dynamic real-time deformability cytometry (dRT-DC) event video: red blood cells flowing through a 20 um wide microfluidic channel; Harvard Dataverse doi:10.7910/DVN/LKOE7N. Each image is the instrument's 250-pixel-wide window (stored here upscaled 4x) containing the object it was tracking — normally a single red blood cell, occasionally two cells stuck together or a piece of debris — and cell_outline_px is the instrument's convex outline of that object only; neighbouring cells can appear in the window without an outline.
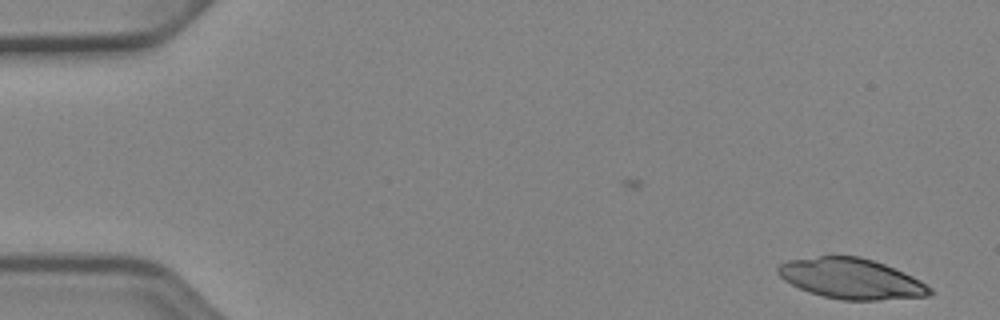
{"species": "Egyptian fruit bat (a non-hibernating species)", "species_latin": "Rousettus aegyptiacus", "temperature_condition": "cold", "stored_images_in_passage": 47, "camera_frame_rate_fps": 3000, "um_per_image_px": 0.085, "animal": {"sex": "female"}, "frame": {"image": 1, "passage_image": 1, "time_ms": 0.0, "image_size_px": [1000, 320], "cell_outline_px": [[932, 296], [876, 300], [840, 300], [808, 292], [784, 280], [776, 272], [776, 268], [780, 264], [788, 260], [820, 256], [860, 256], [884, 264], [904, 272], [920, 280], [932, 288]], "centroid_in_image_um": [72.37, 23.69], "position_along_channel_um": 12.6, "area_um2": 35.78}}
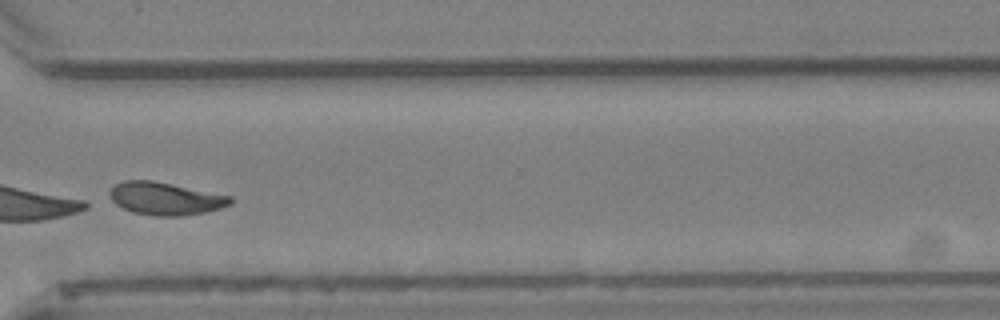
{"frame": {"image": 2, "passage_image": 38, "time_ms": 12.333, "image_size_px": [1000, 320], "cell_outline_px": [[232, 204], [220, 208], [204, 212], [180, 216], [152, 216], [132, 212], [116, 204], [108, 196], [108, 192], [116, 184], [124, 180], [152, 180], [232, 196]], "centroid_in_image_um": [14.04, 16.88], "position_along_channel_um": 356.6, "area_um2": 23.0}}